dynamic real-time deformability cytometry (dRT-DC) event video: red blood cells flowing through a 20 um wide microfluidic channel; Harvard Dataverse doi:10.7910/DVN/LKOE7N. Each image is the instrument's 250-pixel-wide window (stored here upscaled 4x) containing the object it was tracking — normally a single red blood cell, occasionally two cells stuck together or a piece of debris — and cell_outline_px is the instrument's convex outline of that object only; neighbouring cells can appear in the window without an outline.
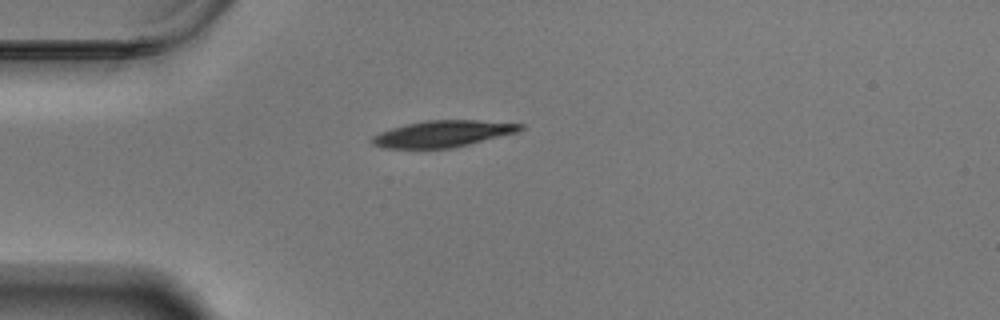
{"species": "Egyptian fruit bat (a non-hibernating species)", "species_latin": "Rousettus aegyptiacus", "temperature_condition": "warm", "stored_images_in_passage": 44, "camera_frame_rate_fps": 3000, "um_per_image_px": 0.085, "animal": {"sex": "male"}, "frame": {"image": 1, "passage_image": 1, "time_ms": 0.0, "image_size_px": [1000, 320], "cell_outline_px": [[524, 128], [520, 132], [452, 148], [384, 148], [372, 144], [372, 136], [380, 132], [392, 128], [408, 124], [428, 120], [480, 120], [524, 124]], "centroid_in_image_um": [37.7, 11.37], "position_along_channel_um": 47.3, "area_um2": 22.83}}
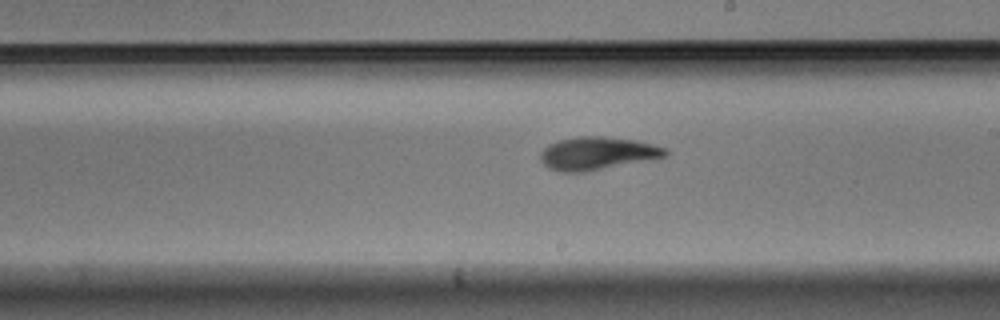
{"frame": {"image": 2, "passage_image": 19, "time_ms": 6.0, "image_size_px": [1000, 320], "cell_outline_px": [[668, 152], [664, 156], [584, 172], [564, 172], [548, 168], [540, 160], [540, 152], [548, 144], [560, 140], [576, 136], [604, 136], [636, 140], [668, 148]], "centroid_in_image_um": [50.72, 13.02], "position_along_channel_um": 238.3, "area_um2": 23.7}}
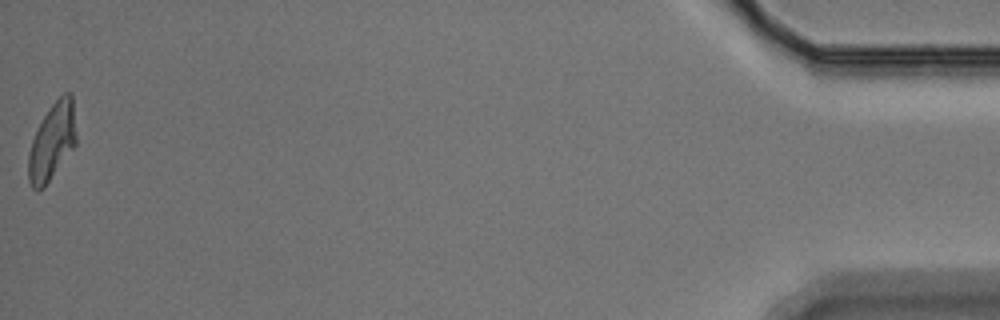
{"frame": {"image": 3, "passage_image": 44, "time_ms": 14.333, "image_size_px": [1000, 320], "cell_outline_px": [[76, 144], [44, 188], [36, 192], [32, 188], [28, 180], [28, 152], [32, 140], [44, 116], [52, 104], [64, 92], [72, 92], [76, 132]], "centroid_in_image_um": [4.43, 12.06], "position_along_channel_um": 430.8, "area_um2": 21.44}, "authors_computed_cell_mechanics": {"area_um2": 22.8599, "velocity_mm_per_s": 3.4418, "shape_relaxation_time_tau1_ms": 3.5318, "shape_relaxation_time_tau2_ms": 2.6562, "deformation_change_tau1": 0.1759, "deformation_change_tau2": 0.1032}}